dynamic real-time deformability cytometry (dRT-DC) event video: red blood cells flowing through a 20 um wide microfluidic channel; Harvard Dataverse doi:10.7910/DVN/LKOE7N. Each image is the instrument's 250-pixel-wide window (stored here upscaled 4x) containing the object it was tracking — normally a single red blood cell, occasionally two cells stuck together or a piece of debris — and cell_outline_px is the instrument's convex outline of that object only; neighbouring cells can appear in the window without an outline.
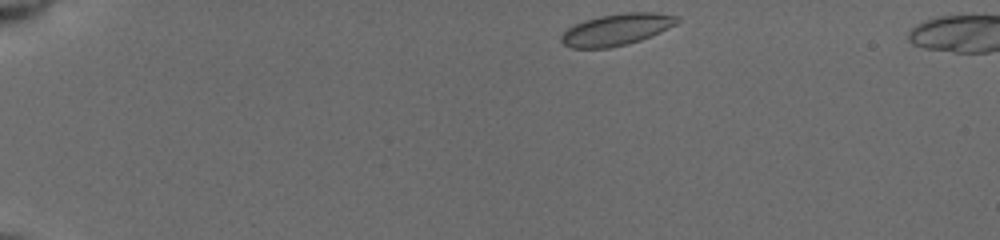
{"species": "common noctule bat (a hibernating species)", "species_latin": "Nyctalus noctula", "temperature_condition": "cold", "stored_images_in_passage": 44, "camera_frame_rate_fps": 3000, "um_per_image_px": 0.085, "animal": {"sex": "female", "body_mass_g": 19.5, "forearm_length_mm": 54.1}, "frame": {"image": 1, "passage_image": 1, "time_ms": 0.0, "image_size_px": [1000, 240], "cell_outline_px": [[680, 20], [676, 24], [660, 32], [640, 40], [628, 44], [608, 48], [572, 48], [564, 44], [560, 40], [560, 36], [568, 28], [584, 20], [600, 16], [624, 12], [656, 12], [680, 16]], "centroid_in_image_um": [52.43, 2.5], "position_along_channel_um": 32.6, "area_um2": 21.39}}
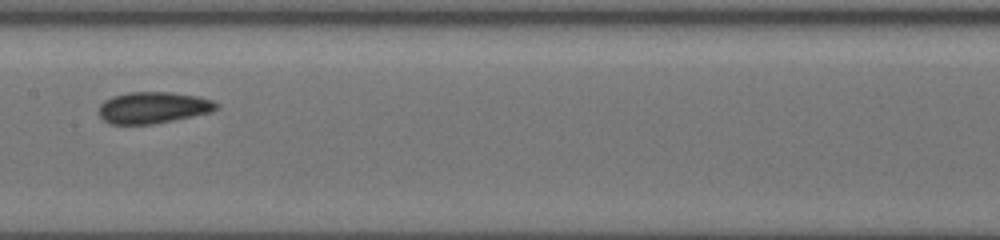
{"frame": {"image": 2, "passage_image": 27, "time_ms": 6.333, "image_size_px": [1000, 240], "cell_outline_px": [[216, 108], [212, 112], [152, 124], [108, 124], [100, 116], [100, 104], [104, 100], [112, 96], [128, 92], [172, 92], [200, 96], [212, 100], [216, 104]], "centroid_in_image_um": [13.0, 9.14], "position_along_channel_um": 194.4, "area_um2": 21.5}}
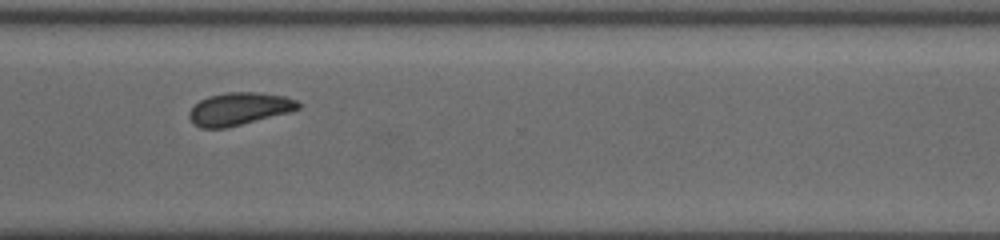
{"frame": {"image": 3, "passage_image": 43, "time_ms": 10.333, "image_size_px": [1000, 240], "cell_outline_px": [[300, 108], [288, 112], [228, 128], [200, 128], [192, 124], [188, 116], [188, 112], [200, 100], [208, 96], [228, 92], [256, 92], [284, 96], [296, 100], [300, 104]], "centroid_in_image_um": [20.28, 9.26], "position_along_channel_um": 350.3, "area_um2": 20.69}}